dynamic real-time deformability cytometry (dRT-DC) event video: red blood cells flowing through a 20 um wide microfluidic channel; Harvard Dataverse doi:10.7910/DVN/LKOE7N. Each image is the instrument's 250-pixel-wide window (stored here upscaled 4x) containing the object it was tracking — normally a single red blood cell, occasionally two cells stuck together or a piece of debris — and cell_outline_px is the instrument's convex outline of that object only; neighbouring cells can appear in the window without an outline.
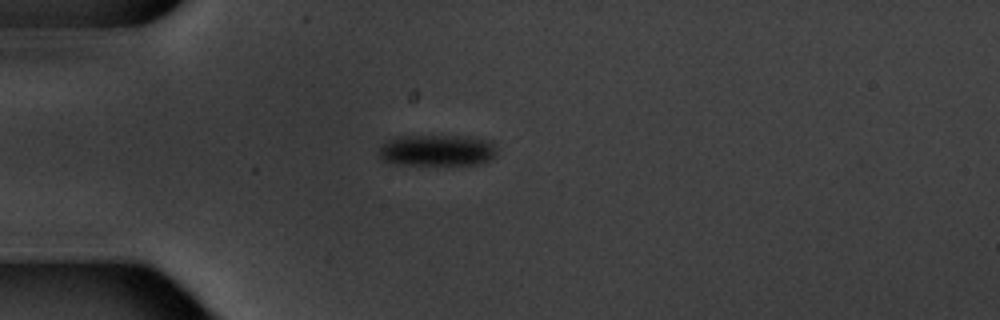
{"species": "common noctule bat (a hibernating species)", "species_latin": "Nyctalus noctula", "temperature_condition": "warm", "stored_images_in_passage": 6, "camera_frame_rate_fps": 3000, "um_per_image_px": 0.085, "animal": {"sex": "male", "body_mass_g": 20.1, "forearm_length_mm": 53.5}, "frame": {"image": 1, "passage_image": 6, "time_ms": 6.0, "image_size_px": [1000, 320], "cell_outline_px": [[496, 156], [480, 164], [404, 164], [384, 160], [380, 156], [380, 148], [388, 140], [396, 136], [468, 136], [492, 140], [496, 148]], "centroid_in_image_um": [37.23, 12.76], "position_along_channel_um": 47.8, "area_um2": 21.39}}